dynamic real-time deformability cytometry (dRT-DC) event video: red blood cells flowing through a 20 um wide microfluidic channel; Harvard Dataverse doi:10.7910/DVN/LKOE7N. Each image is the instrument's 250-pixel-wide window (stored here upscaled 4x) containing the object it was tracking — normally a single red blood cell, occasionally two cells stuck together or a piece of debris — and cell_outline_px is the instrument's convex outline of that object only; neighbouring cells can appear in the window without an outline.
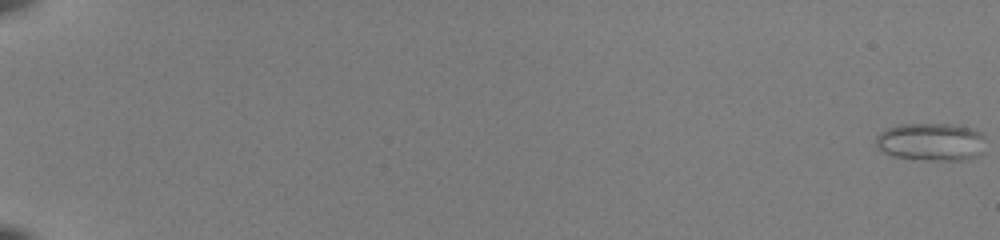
{"species": "common noctule bat (a hibernating species)", "species_latin": "Nyctalus noctula", "temperature_condition": "room temperature", "stored_images_in_passage": 54, "camera_frame_rate_fps": 3000, "um_per_image_px": 0.085, "animal": {"sex": "female", "body_mass_g": 22.0, "forearm_length_mm": 56.7}, "frame": {"image": 1, "passage_image": 1, "time_ms": 0.0, "image_size_px": [1000, 240], "cell_outline_px": [[984, 152], [980, 156], [964, 160], [932, 160], [892, 156], [876, 148], [876, 136], [880, 132], [888, 128], [900, 124], [948, 124], [972, 128], [984, 132]], "centroid_in_image_um": [79.19, 12.06], "position_along_channel_um": 5.8, "area_um2": 24.51}}
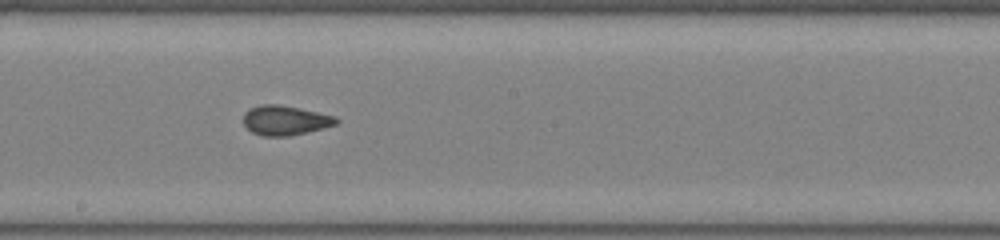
{"frame": {"image": 2, "passage_image": 34, "time_ms": 11.0, "image_size_px": [1000, 240], "cell_outline_px": [[340, 120], [336, 124], [288, 136], [264, 136], [252, 132], [244, 124], [244, 112], [248, 108], [260, 104], [280, 104], [300, 108], [336, 116]], "centroid_in_image_um": [24.21, 10.2], "position_along_channel_um": 224.0, "area_um2": 15.95}}
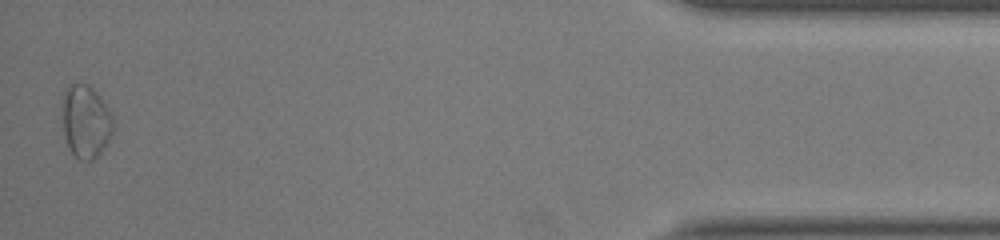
{"frame": {"image": 3, "passage_image": 54, "time_ms": 17.667, "image_size_px": [1000, 240], "cell_outline_px": [[116, 128], [108, 144], [92, 160], [80, 160], [68, 148], [64, 132], [60, 100], [68, 88], [72, 84], [88, 84], [100, 96], [112, 116]], "centroid_in_image_um": [7.3, 10.33], "position_along_channel_um": 427.9, "area_um2": 21.91}, "authors_computed_cell_mechanics": {"area_um2": 17.1088, "velocity_mm_per_s": 4.0098, "shape_relaxation_time_tau1_ms": null, "shape_relaxation_time_tau2_ms": 1.1496, "deformation_change_tau1": null, "deformation_change_tau2": 0.0472}}